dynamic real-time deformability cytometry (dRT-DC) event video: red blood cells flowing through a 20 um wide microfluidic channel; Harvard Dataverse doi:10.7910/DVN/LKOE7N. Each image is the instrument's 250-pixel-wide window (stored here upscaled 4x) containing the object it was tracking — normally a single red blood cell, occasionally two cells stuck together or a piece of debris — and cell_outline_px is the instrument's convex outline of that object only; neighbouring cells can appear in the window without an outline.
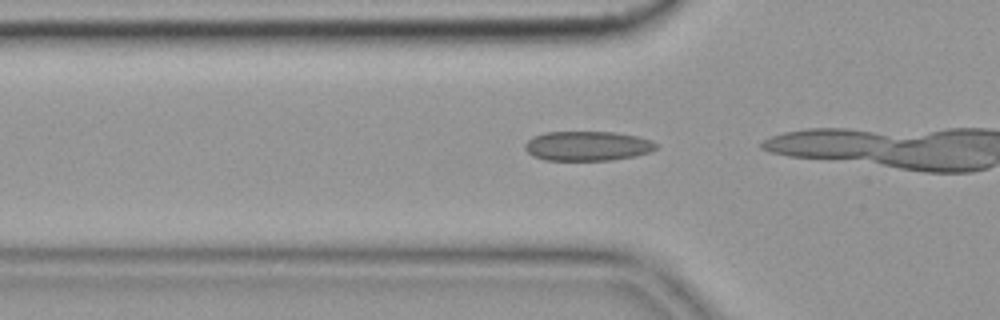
{"species": "common noctule bat (a hibernating species)", "species_latin": "Nyctalus noctula", "temperature_condition": "cold", "stored_images_in_passage": 8, "camera_frame_rate_fps": 3000, "um_per_image_px": 0.085, "animal": {"sex": "female", "body_mass_g": 19.9}, "frame": {"image": 1, "passage_image": 2, "time_ms": 0.333, "image_size_px": [1000, 320], "cell_outline_px": [[660, 144], [652, 152], [636, 156], [612, 160], [544, 160], [532, 156], [524, 148], [524, 144], [532, 136], [544, 132], [616, 132], [636, 136], [652, 140]], "centroid_in_image_um": [49.95, 12.41], "position_along_channel_um": 75.8, "area_um2": 22.95}}